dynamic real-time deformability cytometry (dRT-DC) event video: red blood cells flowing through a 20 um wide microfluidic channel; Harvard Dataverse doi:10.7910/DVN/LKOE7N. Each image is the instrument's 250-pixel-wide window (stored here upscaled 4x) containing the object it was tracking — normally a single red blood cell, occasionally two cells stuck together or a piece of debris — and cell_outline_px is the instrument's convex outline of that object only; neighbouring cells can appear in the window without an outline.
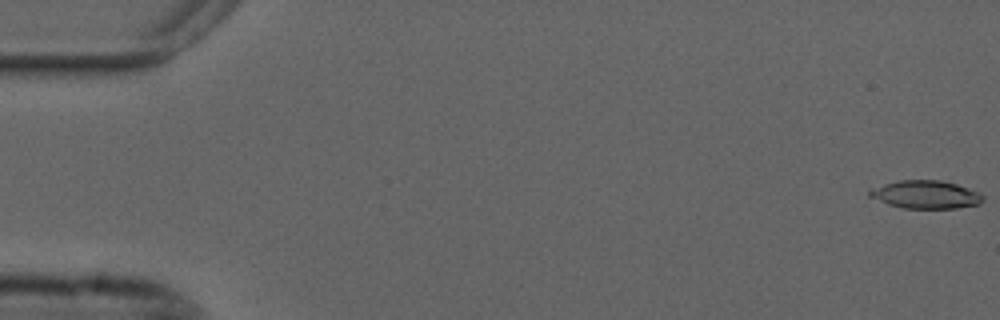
{"species": "common noctule bat (a hibernating species)", "species_latin": "Nyctalus noctula", "temperature_condition": "cold", "stored_images_in_passage": 9, "camera_frame_rate_fps": 3000, "um_per_image_px": 0.085, "animal": {"sex": "male", "forearm_length_mm": 52.5}, "frame": {"image": 1, "passage_image": 1, "time_ms": 0.0, "image_size_px": [1000, 320], "cell_outline_px": [[984, 200], [980, 204], [956, 208], [904, 208], [888, 204], [868, 196], [868, 192], [884, 184], [900, 180], [940, 180], [956, 184], [968, 188], [984, 196]], "centroid_in_image_um": [78.71, 16.54], "position_along_channel_um": 6.3, "area_um2": 18.26}}